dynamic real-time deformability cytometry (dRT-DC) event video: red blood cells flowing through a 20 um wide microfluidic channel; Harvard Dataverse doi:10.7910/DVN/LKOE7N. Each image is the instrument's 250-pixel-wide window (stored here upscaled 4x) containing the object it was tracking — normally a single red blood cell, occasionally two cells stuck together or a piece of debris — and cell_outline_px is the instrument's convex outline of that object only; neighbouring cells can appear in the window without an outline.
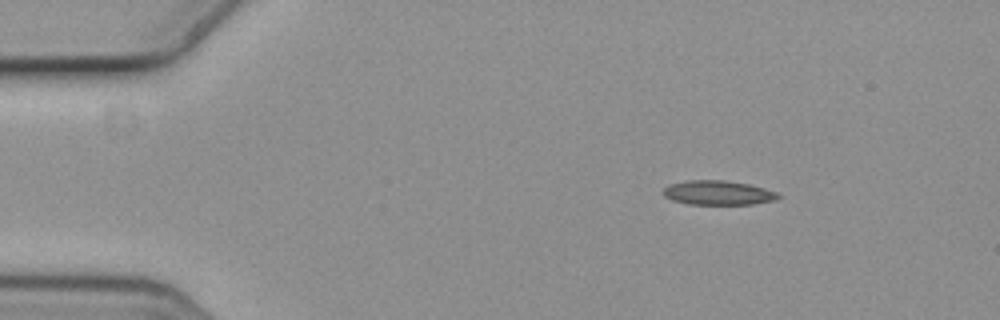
{"species": "common noctule bat (a hibernating species)", "species_latin": "Nyctalus noctula", "temperature_condition": "cold", "stored_images_in_passage": 8, "camera_frame_rate_fps": 3000, "um_per_image_px": 0.085, "animal": {"sex": "female", "body_mass_g": 19.3, "forearm_length_mm": 54.1}, "frame": {"image": 1, "passage_image": 3, "time_ms": 0.667, "image_size_px": [1000, 320], "cell_outline_px": [[780, 196], [776, 200], [756, 204], [688, 204], [672, 200], [664, 196], [660, 192], [664, 188], [672, 184], [688, 180], [724, 180], [748, 184], [764, 188], [776, 192]], "centroid_in_image_um": [61.02, 16.39], "position_along_channel_um": 24.0, "area_um2": 16.3}}
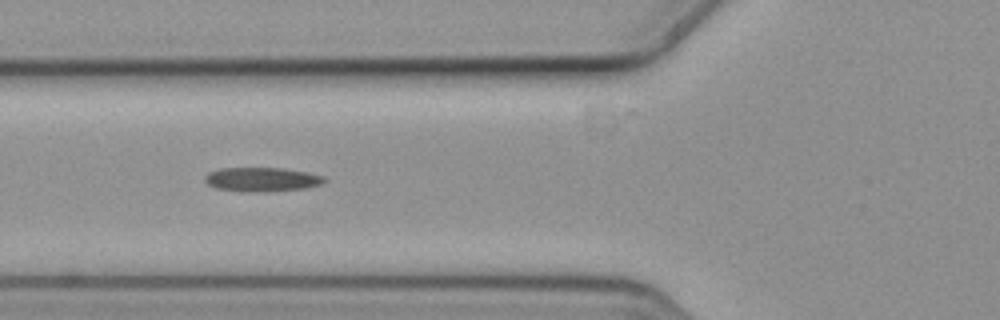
{"frame": {"image": 2, "passage_image": 7, "time_ms": 2.0, "image_size_px": [1000, 320], "cell_outline_px": [[328, 180], [324, 184], [308, 188], [260, 192], [248, 192], [216, 188], [208, 184], [204, 180], [204, 176], [208, 172], [220, 168], [284, 168], [308, 172], [324, 176]], "centroid_in_image_um": [22.31, 15.25], "position_along_channel_um": 103.5, "area_um2": 17.05}}
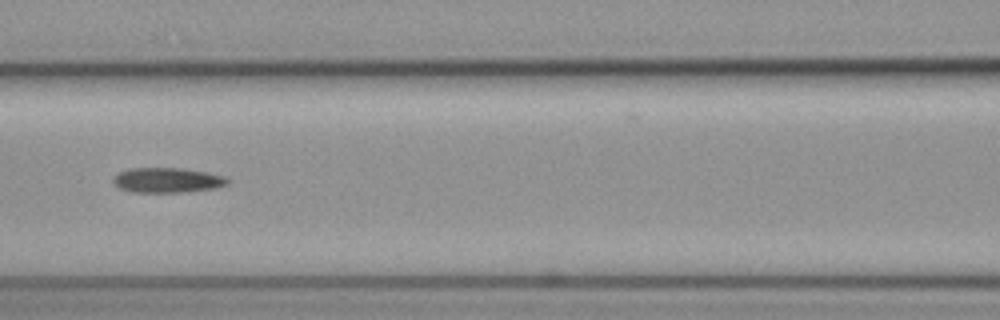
{"frame": {"image": 3, "passage_image": 8, "time_ms": 2.333, "image_size_px": [1000, 320], "cell_outline_px": [[228, 184], [216, 188], [188, 192], [132, 192], [120, 188], [112, 180], [120, 172], [128, 168], [180, 168], [204, 172], [224, 176], [228, 180]], "centroid_in_image_um": [14.23, 15.32], "position_along_channel_um": 152.4, "area_um2": 16.47}}